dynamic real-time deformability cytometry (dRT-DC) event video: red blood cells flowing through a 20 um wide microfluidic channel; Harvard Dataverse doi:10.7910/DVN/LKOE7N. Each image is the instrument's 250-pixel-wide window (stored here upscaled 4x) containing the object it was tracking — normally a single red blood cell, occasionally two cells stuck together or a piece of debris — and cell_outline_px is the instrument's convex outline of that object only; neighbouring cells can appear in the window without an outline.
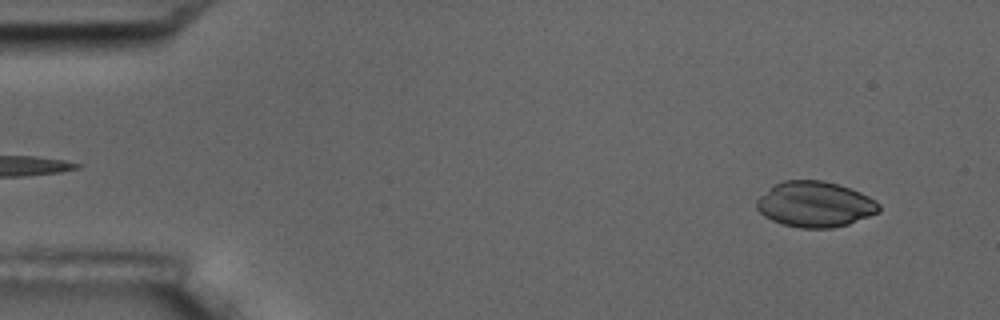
{"species": "common noctule bat (a hibernating species)", "species_latin": "Nyctalus noctula", "temperature_condition": "room temperature", "stored_images_in_passage": 5, "camera_frame_rate_fps": 3000, "um_per_image_px": 0.085, "animal": {"sex": "male", "body_mass_g": 17.5, "forearm_length_mm": 52.3}, "frame": {"image": 1, "passage_image": 2, "time_ms": 1.333, "image_size_px": [1000, 320], "cell_outline_px": [[880, 212], [848, 224], [832, 228], [800, 228], [784, 224], [772, 220], [764, 216], [756, 208], [756, 200], [760, 196], [776, 184], [784, 180], [824, 180], [860, 192], [876, 200], [880, 204]], "centroid_in_image_um": [69.29, 17.37], "position_along_channel_um": 15.7, "area_um2": 32.37}}